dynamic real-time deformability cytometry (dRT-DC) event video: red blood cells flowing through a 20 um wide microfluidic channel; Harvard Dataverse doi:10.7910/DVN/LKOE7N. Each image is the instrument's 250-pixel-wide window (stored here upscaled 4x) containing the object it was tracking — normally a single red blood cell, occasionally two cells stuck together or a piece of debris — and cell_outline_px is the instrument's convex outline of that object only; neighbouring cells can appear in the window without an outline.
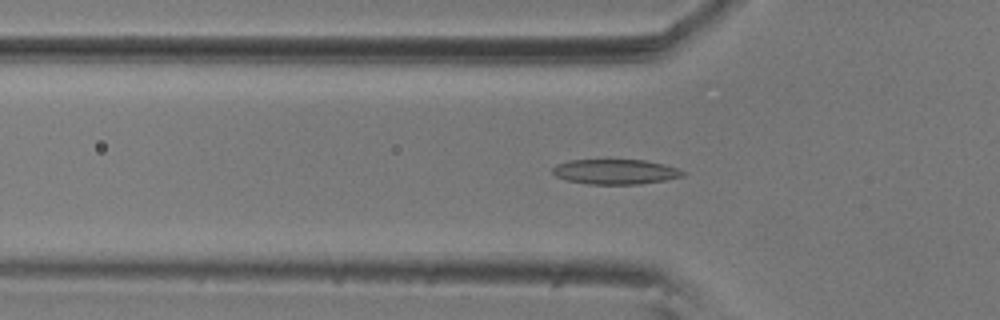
{"species": "common noctule bat (a hibernating species)", "species_latin": "Nyctalus noctula", "temperature_condition": "room temperature", "stored_images_in_passage": 56, "camera_frame_rate_fps": 3000, "um_per_image_px": 0.085, "animal": {"sex": "male", "body_mass_g": 20.5, "forearm_length_mm": 52.5}, "frame": {"image": 1, "passage_image": 18, "time_ms": 5.667, "image_size_px": [1000, 320], "cell_outline_px": [[688, 172], [684, 176], [664, 180], [640, 184], [588, 184], [568, 180], [556, 176], [552, 172], [552, 168], [556, 164], [568, 160], [644, 160], [664, 164]], "centroid_in_image_um": [52.31, 14.59], "position_along_channel_um": 73.5, "area_um2": 18.96}}
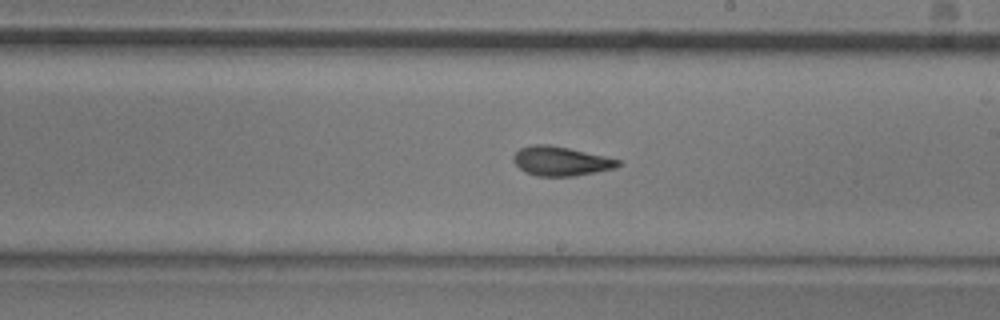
{"frame": {"image": 2, "passage_image": 32, "time_ms": 10.333, "image_size_px": [1000, 320], "cell_outline_px": [[624, 164], [616, 168], [576, 176], [536, 176], [524, 172], [512, 160], [512, 156], [520, 148], [532, 144], [548, 144], [568, 148], [604, 156], [620, 160]], "centroid_in_image_um": [47.67, 13.7], "position_along_channel_um": 241.3, "area_um2": 17.98}}
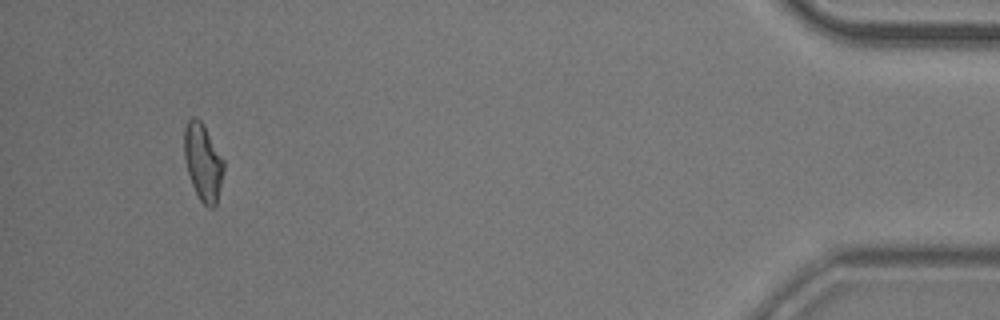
{"frame": {"image": 3, "passage_image": 53, "time_ms": 17.333, "image_size_px": [1000, 320], "cell_outline_px": [[224, 168], [216, 208], [208, 208], [200, 200], [192, 184], [188, 172], [184, 156], [184, 128], [188, 120], [192, 116], [196, 116], [200, 120], [224, 160]], "centroid_in_image_um": [17.25, 13.8], "position_along_channel_um": 417.9, "area_um2": 17.63}, "authors_computed_cell_mechanics": {"area_um2": 17.9469, "velocity_mm_per_s": 3.5708, "shape_relaxation_time_tau1_ms": 9.5778, "shape_relaxation_time_tau2_ms": 3.0693, "deformation_change_tau1": 0.232, "deformation_change_tau2": 0.1061}}